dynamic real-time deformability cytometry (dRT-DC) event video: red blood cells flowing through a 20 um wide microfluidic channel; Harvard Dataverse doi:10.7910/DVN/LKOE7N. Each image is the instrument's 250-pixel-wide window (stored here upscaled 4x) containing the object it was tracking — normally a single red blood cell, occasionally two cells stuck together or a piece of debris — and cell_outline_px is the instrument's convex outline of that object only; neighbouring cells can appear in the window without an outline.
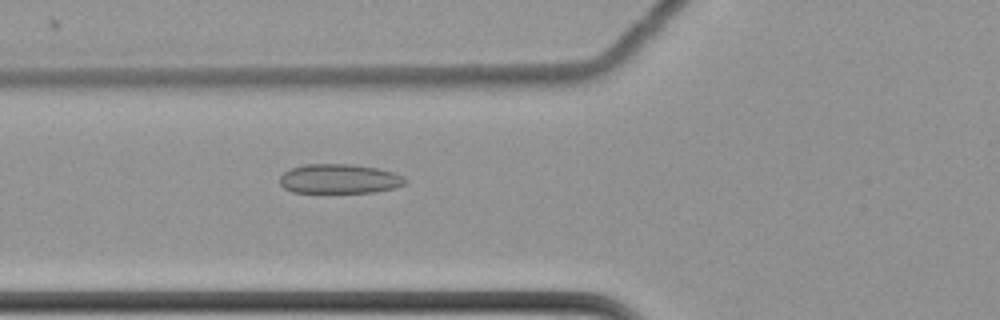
{"species": "common noctule bat (a hibernating species)", "species_latin": "Nyctalus noctula", "temperature_condition": "cold", "stored_images_in_passage": 54, "camera_frame_rate_fps": 3000, "um_per_image_px": 0.085, "animal": {"sex": "female", "body_mass_g": 22.7, "forearm_length_mm": 54.2}, "frame": {"image": 1, "passage_image": 17, "time_ms": 5.333, "image_size_px": [1000, 320], "cell_outline_px": [[408, 180], [404, 184], [396, 188], [376, 192], [292, 192], [284, 188], [280, 184], [280, 176], [284, 172], [292, 168], [304, 164], [352, 164], [376, 168], [392, 172], [404, 176]], "centroid_in_image_um": [28.86, 15.2], "position_along_channel_um": 96.9, "area_um2": 21.56}}
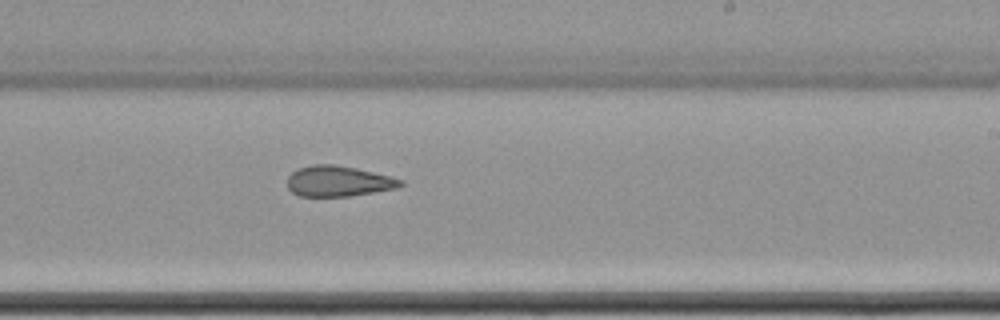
{"frame": {"image": 2, "passage_image": 31, "time_ms": 10.0, "image_size_px": [1000, 320], "cell_outline_px": [[404, 184], [396, 188], [352, 196], [300, 196], [292, 192], [288, 188], [288, 176], [292, 172], [300, 168], [312, 164], [332, 164], [356, 168], [392, 176], [404, 180]], "centroid_in_image_um": [28.79, 15.4], "position_along_channel_um": 260.2, "area_um2": 20.23}}
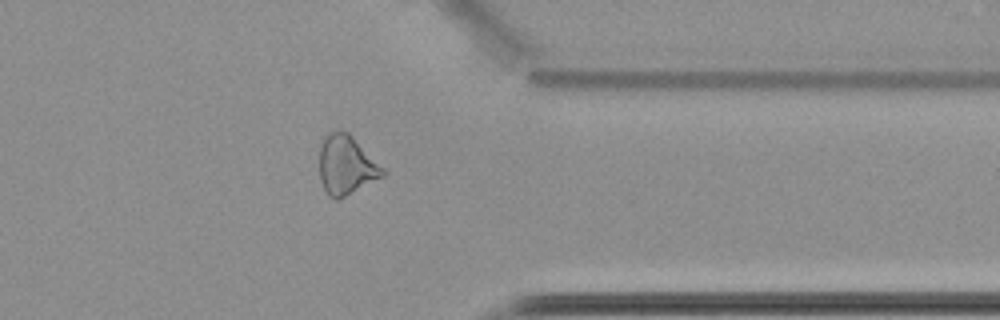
{"frame": {"image": 3, "passage_image": 42, "time_ms": 13.667, "image_size_px": [1000, 320], "cell_outline_px": [[388, 172], [384, 176], [340, 200], [336, 200], [328, 196], [320, 180], [320, 148], [324, 136], [332, 132], [348, 132]], "centroid_in_image_um": [29.45, 14.09], "position_along_channel_um": 382.0, "area_um2": 21.85}, "authors_computed_cell_mechanics": {"area_um2": 22.3686, "velocity_mm_per_s": 3.4977, "shape_relaxation_time_tau1_ms": null, "shape_relaxation_time_tau2_ms": 6.1932, "deformation_change_tau1": null, "deformation_change_tau2": 0.1428}}